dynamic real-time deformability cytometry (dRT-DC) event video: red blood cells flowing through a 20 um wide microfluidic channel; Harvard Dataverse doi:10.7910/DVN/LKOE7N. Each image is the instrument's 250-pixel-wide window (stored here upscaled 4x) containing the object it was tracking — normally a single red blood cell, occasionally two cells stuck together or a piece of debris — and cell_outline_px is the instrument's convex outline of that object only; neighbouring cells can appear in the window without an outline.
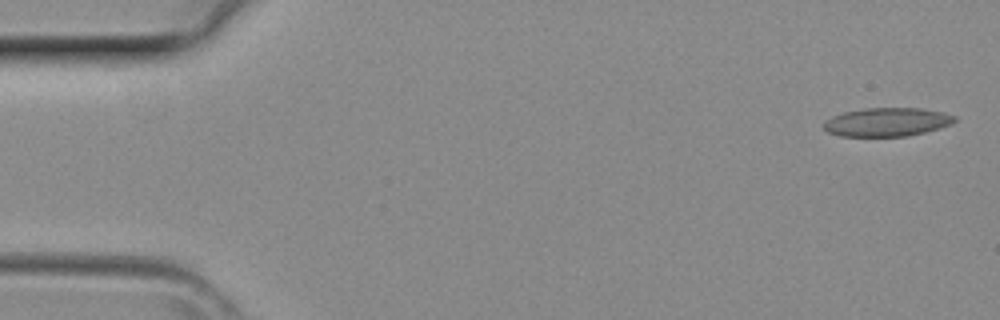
{"species": "common noctule bat (a hibernating species)", "species_latin": "Nyctalus noctula", "temperature_condition": "room temperature", "stored_images_in_passage": 3, "camera_frame_rate_fps": 3000, "um_per_image_px": 0.085, "animal": {"sex": "female", "body_mass_g": 29.2, "forearm_length_mm": 56.3}, "frame": {"image": 1, "passage_image": 1, "time_ms": 0.0, "image_size_px": [1000, 320], "cell_outline_px": [[956, 120], [952, 124], [940, 128], [908, 136], [840, 136], [828, 132], [824, 128], [824, 124], [832, 116], [844, 112], [864, 108], [924, 108], [944, 112], [956, 116]], "centroid_in_image_um": [75.44, 10.37], "position_along_channel_um": 9.6, "area_um2": 21.85}}